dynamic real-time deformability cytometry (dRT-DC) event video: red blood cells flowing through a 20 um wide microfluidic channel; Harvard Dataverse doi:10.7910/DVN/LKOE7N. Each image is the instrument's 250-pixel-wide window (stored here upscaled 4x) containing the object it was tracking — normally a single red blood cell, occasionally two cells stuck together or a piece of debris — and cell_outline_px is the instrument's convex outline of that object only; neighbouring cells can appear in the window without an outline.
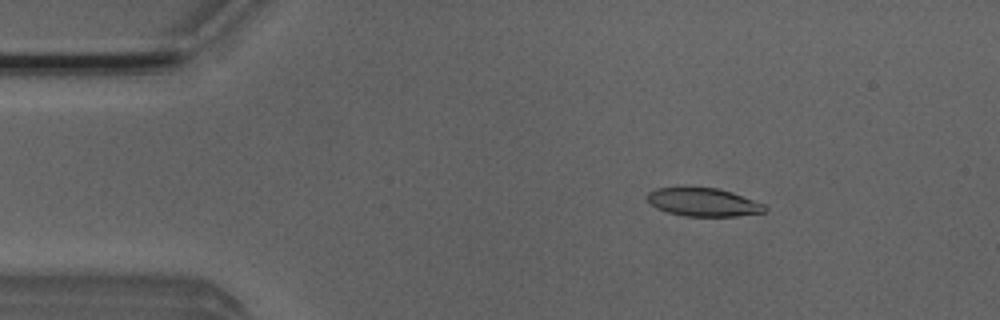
{"species": "Egyptian fruit bat (a non-hibernating species)", "species_latin": "Rousettus aegyptiacus", "temperature_condition": "room temperature", "stored_images_in_passage": 27, "camera_frame_rate_fps": 3000, "um_per_image_px": 0.085, "animal": {"sex": "male"}, "frame": {"image": 1, "passage_image": 7, "time_ms": 2.0, "image_size_px": [1000, 320], "cell_outline_px": [[768, 208], [764, 212], [736, 216], [684, 216], [668, 212], [656, 208], [644, 196], [648, 192], [656, 188], [716, 188], [732, 192], [764, 204]], "centroid_in_image_um": [59.77, 17.19], "position_along_channel_um": 25.2, "area_um2": 19.19}}
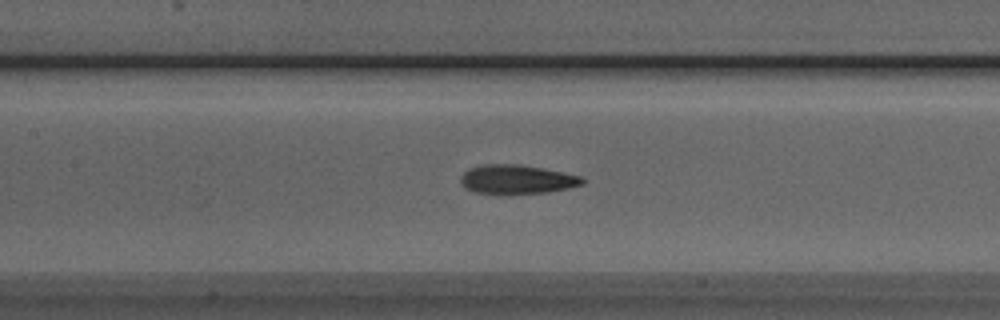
{"frame": {"image": 2, "passage_image": 22, "time_ms": 7.0, "image_size_px": [1000, 320], "cell_outline_px": [[584, 184], [568, 188], [548, 192], [500, 196], [496, 196], [472, 192], [464, 188], [460, 180], [460, 176], [468, 168], [484, 164], [520, 164], [580, 176], [584, 180]], "centroid_in_image_um": [43.84, 15.29], "position_along_channel_um": 163.6, "area_um2": 21.21}}
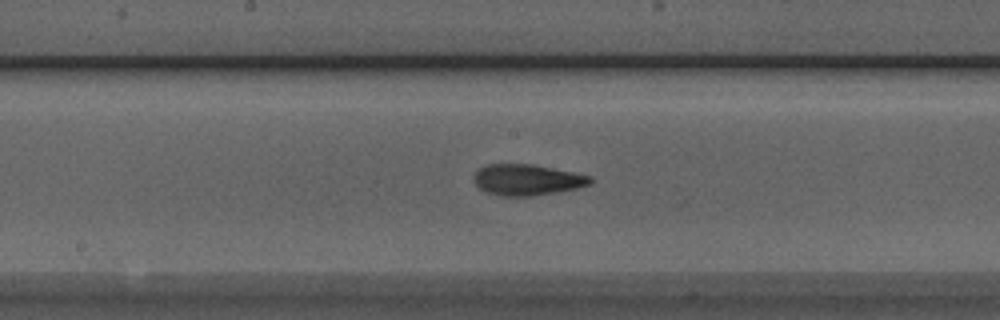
{"frame": {"image": 3, "passage_image": 25, "time_ms": 8.0, "image_size_px": [1000, 320], "cell_outline_px": [[592, 184], [576, 188], [556, 192], [528, 196], [500, 196], [484, 192], [472, 180], [472, 176], [480, 168], [488, 164], [532, 164], [592, 176]], "centroid_in_image_um": [44.77, 15.28], "position_along_channel_um": 203.4, "area_um2": 21.04}}